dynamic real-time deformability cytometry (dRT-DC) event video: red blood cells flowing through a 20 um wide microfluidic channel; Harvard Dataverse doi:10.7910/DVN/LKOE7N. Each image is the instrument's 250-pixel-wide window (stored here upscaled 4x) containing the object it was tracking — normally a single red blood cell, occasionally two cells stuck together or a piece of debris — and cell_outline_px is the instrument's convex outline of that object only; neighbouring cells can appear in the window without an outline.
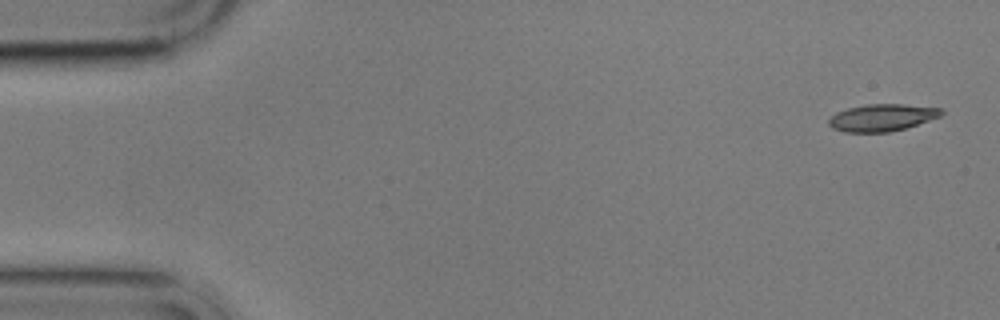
{"species": "common noctule bat (a hibernating species)", "species_latin": "Nyctalus noctula", "temperature_condition": "cold", "stored_images_in_passage": 5, "segment_of_instrument_passage": [1, 2], "camera_frame_rate_fps": 3000, "um_per_image_px": 0.085, "animal": {"sex": "male", "body_mass_g": 17.9}, "frame": {"image": 1, "passage_image": 1, "time_ms": 0.0, "image_size_px": [1000, 320], "cell_outline_px": [[944, 112], [940, 116], [904, 128], [888, 132], [844, 132], [832, 128], [828, 124], [828, 120], [836, 112], [848, 108], [868, 104], [904, 104], [940, 108]], "centroid_in_image_um": [74.93, 9.99], "position_along_channel_um": 10.1, "area_um2": 17.57}}
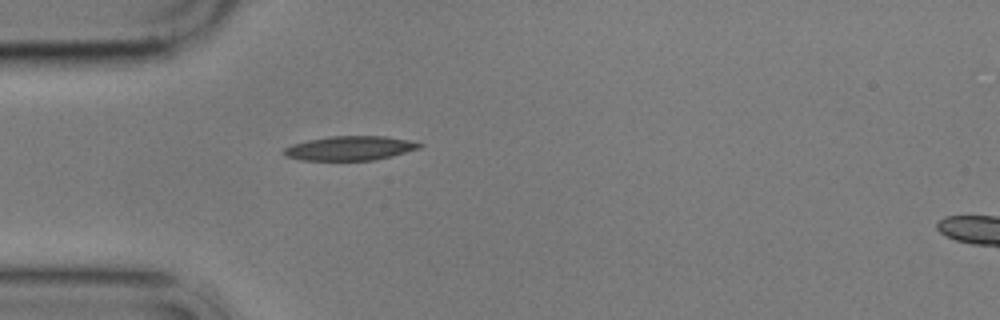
{"frame": {"image": 2, "passage_image": 4, "time_ms": 4.667, "image_size_px": [1000, 320], "cell_outline_px": [[424, 144], [420, 148], [392, 156], [376, 160], [300, 160], [284, 156], [280, 152], [284, 148], [292, 144], [308, 140], [332, 136], [384, 136], [408, 140]], "centroid_in_image_um": [29.71, 12.6], "position_along_channel_um": 55.3, "area_um2": 19.25}}